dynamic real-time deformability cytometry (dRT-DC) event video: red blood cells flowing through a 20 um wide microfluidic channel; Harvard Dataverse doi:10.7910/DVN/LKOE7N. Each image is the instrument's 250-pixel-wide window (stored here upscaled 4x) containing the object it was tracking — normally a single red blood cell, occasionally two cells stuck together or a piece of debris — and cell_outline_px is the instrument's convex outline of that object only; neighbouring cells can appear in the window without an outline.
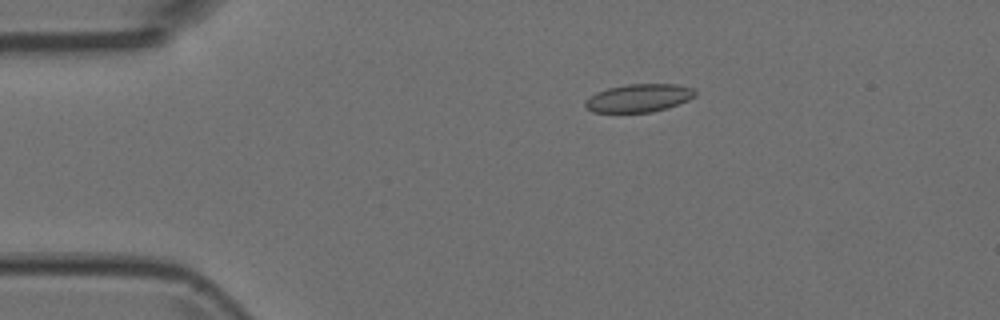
{"species": "Egyptian fruit bat (a non-hibernating species)", "species_latin": "Rousettus aegyptiacus", "temperature_condition": "room temperature", "stored_images_in_passage": 7, "camera_frame_rate_fps": 3000, "um_per_image_px": 0.085, "animal": {"sex": "female"}, "frame": {"image": 1, "passage_image": 3, "time_ms": 0.667, "image_size_px": [1000, 320], "cell_outline_px": [[696, 96], [688, 100], [652, 112], [592, 112], [584, 104], [584, 100], [596, 92], [608, 88], [628, 84], [680, 84], [696, 88]], "centroid_in_image_um": [54.32, 8.31], "position_along_channel_um": 30.7, "area_um2": 17.98}}
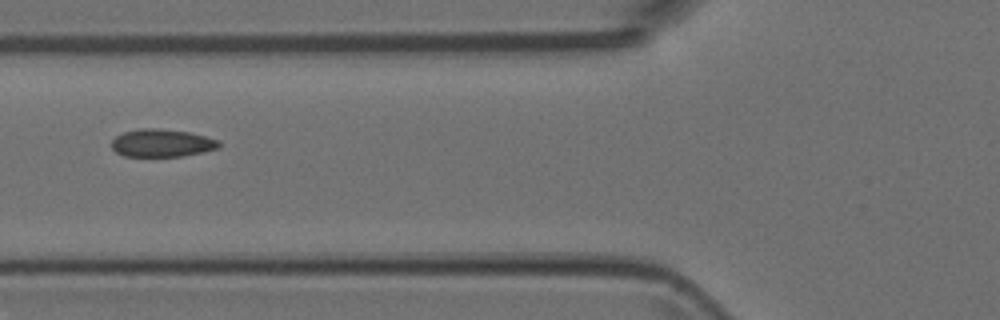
{"frame": {"image": 2, "passage_image": 6, "time_ms": 1.667, "image_size_px": [1000, 320], "cell_outline_px": [[220, 144], [216, 148], [200, 152], [180, 156], [124, 156], [116, 152], [112, 148], [112, 140], [116, 136], [124, 132], [140, 128], [156, 128], [188, 132], [220, 140]], "centroid_in_image_um": [13.72, 12.15], "position_along_channel_um": 112.1, "area_um2": 17.11}}
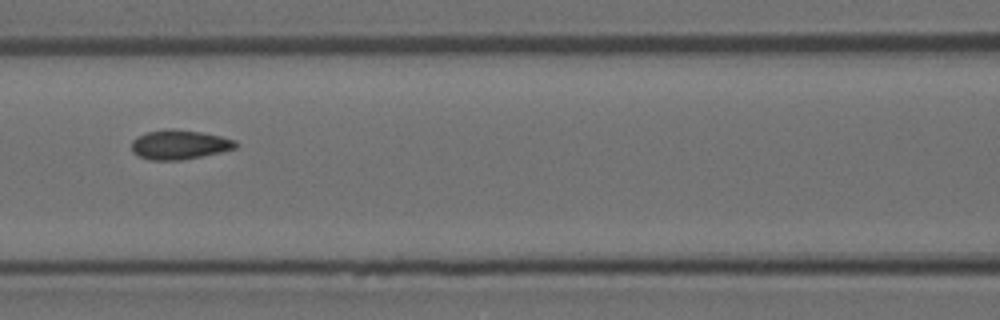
{"frame": {"image": 3, "passage_image": 7, "time_ms": 2.0, "image_size_px": [1000, 320], "cell_outline_px": [[240, 144], [236, 148], [220, 152], [180, 160], [148, 160], [132, 152], [132, 140], [136, 136], [148, 132], [164, 128], [172, 128], [200, 132], [220, 136], [236, 140]], "centroid_in_image_um": [15.24, 12.28], "position_along_channel_um": 151.4, "area_um2": 17.92}}